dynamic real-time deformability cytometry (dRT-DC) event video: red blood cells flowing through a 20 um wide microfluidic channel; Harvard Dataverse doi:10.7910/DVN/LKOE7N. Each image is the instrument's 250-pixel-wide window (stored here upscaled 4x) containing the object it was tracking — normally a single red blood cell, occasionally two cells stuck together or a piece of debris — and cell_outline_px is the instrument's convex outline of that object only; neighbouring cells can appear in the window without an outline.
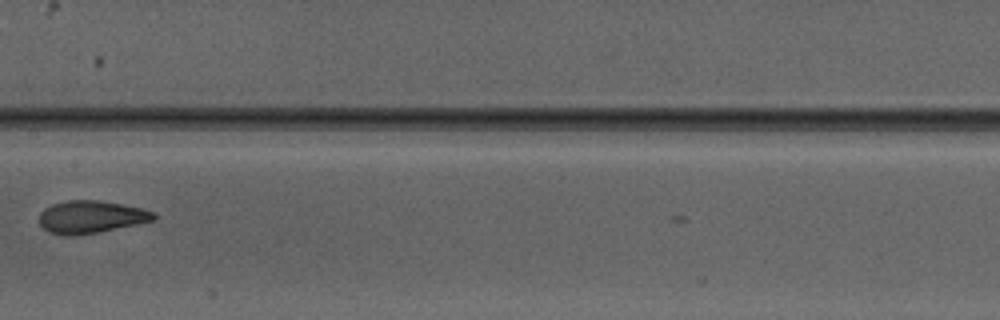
{"species": "Egyptian fruit bat (a non-hibernating species)", "species_latin": "Rousettus aegyptiacus", "temperature_condition": "warm", "stored_images_in_passage": 8, "camera_frame_rate_fps": 3000, "um_per_image_px": 0.085, "animal": {"sex": "male"}, "frame": {"image": 1, "passage_image": 8, "time_ms": 9.0, "image_size_px": [1000, 320], "cell_outline_px": [[156, 216], [152, 220], [136, 224], [76, 236], [60, 236], [48, 232], [40, 224], [40, 212], [44, 208], [52, 204], [68, 200], [100, 200], [140, 208], [156, 212]], "centroid_in_image_um": [7.68, 18.44], "position_along_channel_um": 199.7, "area_um2": 21.62}}